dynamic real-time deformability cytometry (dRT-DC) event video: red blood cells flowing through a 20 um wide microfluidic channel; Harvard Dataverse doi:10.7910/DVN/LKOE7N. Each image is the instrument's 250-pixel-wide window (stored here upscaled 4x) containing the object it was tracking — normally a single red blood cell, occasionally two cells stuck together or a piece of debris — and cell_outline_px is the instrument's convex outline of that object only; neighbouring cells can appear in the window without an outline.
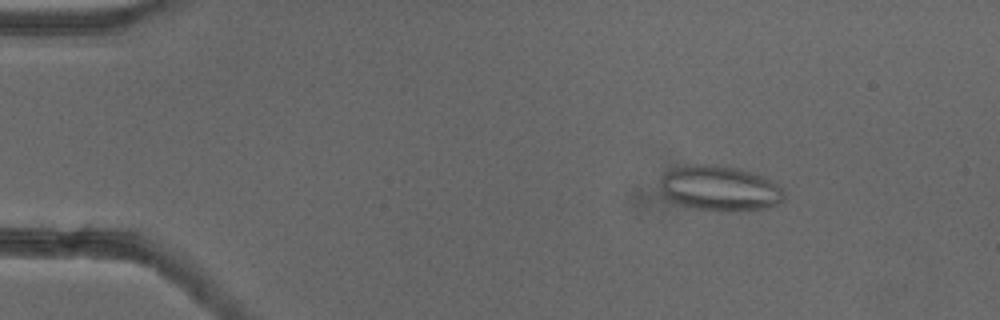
{"species": "common noctule bat (a hibernating species)", "species_latin": "Nyctalus noctula", "temperature_condition": "cold", "stored_images_in_passage": 53, "camera_frame_rate_fps": 3000, "um_per_image_px": 0.085, "animal": {"sex": "female"}, "frame": {"image": 1, "passage_image": 8, "time_ms": 2.333, "image_size_px": [1000, 320], "cell_outline_px": [[784, 200], [776, 204], [764, 208], [696, 208], [676, 204], [668, 200], [664, 196], [660, 184], [660, 176], [664, 172], [676, 168], [696, 164], [708, 164], [736, 168], [760, 176], [776, 184], [784, 192]], "centroid_in_image_um": [61.09, 15.97], "position_along_channel_um": 23.9, "area_um2": 31.33}}
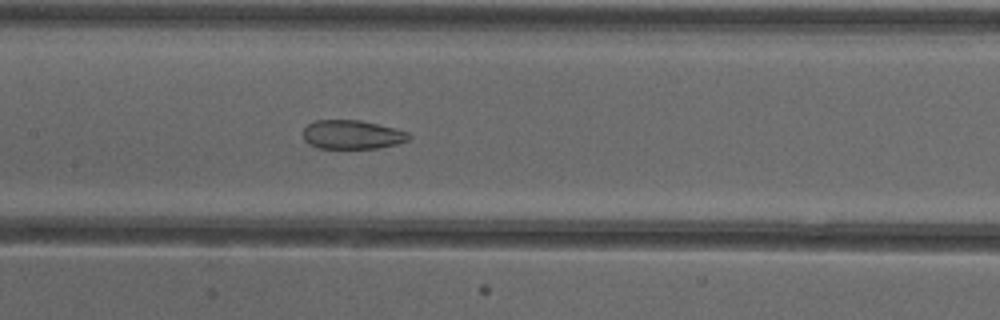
{"frame": {"image": 2, "passage_image": 26, "time_ms": 8.333, "image_size_px": [1000, 320], "cell_outline_px": [[412, 136], [408, 140], [396, 144], [380, 148], [316, 148], [308, 144], [304, 140], [304, 128], [308, 124], [316, 120], [360, 120], [396, 128], [408, 132]], "centroid_in_image_um": [29.94, 11.44], "position_along_channel_um": 177.5, "area_um2": 17.92}}
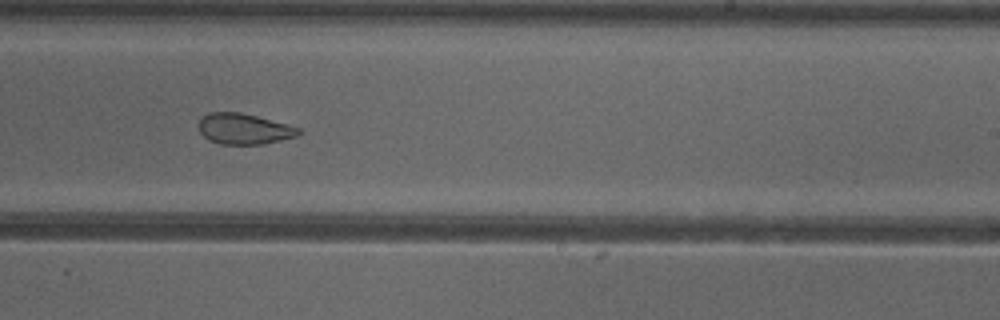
{"frame": {"image": 3, "passage_image": 33, "time_ms": 10.667, "image_size_px": [1000, 320], "cell_outline_px": [[304, 132], [296, 136], [264, 144], [220, 144], [208, 140], [200, 132], [200, 120], [208, 112], [240, 112], [288, 124], [300, 128]], "centroid_in_image_um": [20.77, 10.96], "position_along_channel_um": 268.2, "area_um2": 17.86}, "authors_computed_cell_mechanics": {"area_um2": 23.409, "velocity_mm_per_s": 3.9103, "shape_relaxation_time_tau1_ms": null, "shape_relaxation_time_tau2_ms": 1.4601, "deformation_change_tau1": null, "deformation_change_tau2": 0.0794}}